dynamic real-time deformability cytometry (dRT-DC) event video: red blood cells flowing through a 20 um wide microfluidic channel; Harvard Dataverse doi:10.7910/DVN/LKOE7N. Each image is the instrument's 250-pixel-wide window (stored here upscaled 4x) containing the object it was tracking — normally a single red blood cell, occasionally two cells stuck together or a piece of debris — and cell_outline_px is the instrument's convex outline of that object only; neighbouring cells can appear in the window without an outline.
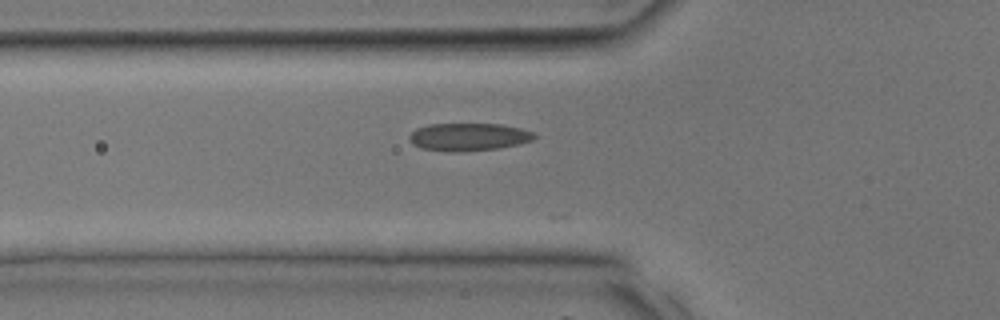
{"species": "common noctule bat (a hibernating species)", "species_latin": "Nyctalus noctula", "temperature_condition": "room temperature", "stored_images_in_passage": 7, "camera_frame_rate_fps": 3000, "um_per_image_px": 0.085, "animal": {"sex": "male", "body_mass_g": 17.9, "forearm_length_mm": 54.2}, "frame": {"image": 1, "passage_image": 2, "time_ms": 0.333, "image_size_px": [1000, 320], "cell_outline_px": [[536, 136], [532, 140], [520, 144], [500, 148], [460, 152], [452, 152], [420, 148], [412, 144], [408, 140], [408, 136], [416, 128], [428, 124], [500, 124], [520, 128], [532, 132]], "centroid_in_image_um": [39.79, 11.64], "position_along_channel_um": 86.0, "area_um2": 20.35}}